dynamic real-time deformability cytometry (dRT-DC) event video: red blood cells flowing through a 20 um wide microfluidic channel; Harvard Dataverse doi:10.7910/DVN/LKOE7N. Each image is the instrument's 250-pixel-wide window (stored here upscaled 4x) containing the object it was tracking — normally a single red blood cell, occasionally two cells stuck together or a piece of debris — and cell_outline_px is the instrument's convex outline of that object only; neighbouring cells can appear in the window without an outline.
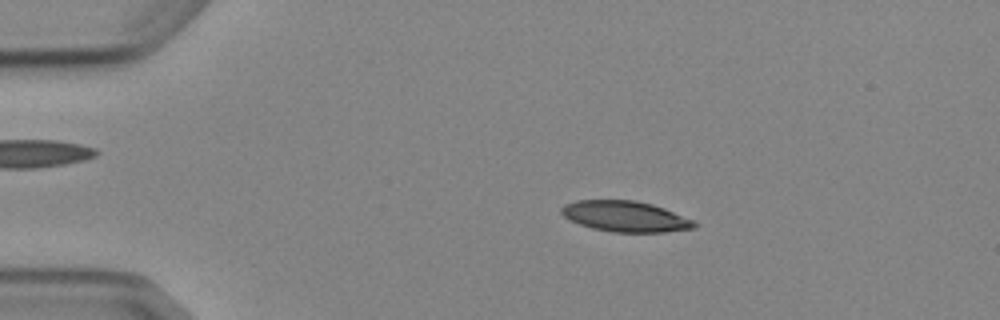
{"species": "Egyptian fruit bat (a non-hibernating species)", "species_latin": "Rousettus aegyptiacus", "temperature_condition": "cold", "stored_images_in_passage": 4, "camera_frame_rate_fps": 3000, "um_per_image_px": 0.085, "animal": {"sex": "female"}, "frame": {"image": 1, "passage_image": 3, "time_ms": 2.333, "image_size_px": [1000, 320], "cell_outline_px": [[696, 228], [664, 232], [612, 232], [592, 228], [580, 224], [564, 216], [560, 212], [560, 208], [564, 204], [576, 200], [636, 200], [652, 204], [664, 208], [692, 220], [696, 224]], "centroid_in_image_um": [53.13, 18.39], "position_along_channel_um": 31.9, "area_um2": 23.7}}